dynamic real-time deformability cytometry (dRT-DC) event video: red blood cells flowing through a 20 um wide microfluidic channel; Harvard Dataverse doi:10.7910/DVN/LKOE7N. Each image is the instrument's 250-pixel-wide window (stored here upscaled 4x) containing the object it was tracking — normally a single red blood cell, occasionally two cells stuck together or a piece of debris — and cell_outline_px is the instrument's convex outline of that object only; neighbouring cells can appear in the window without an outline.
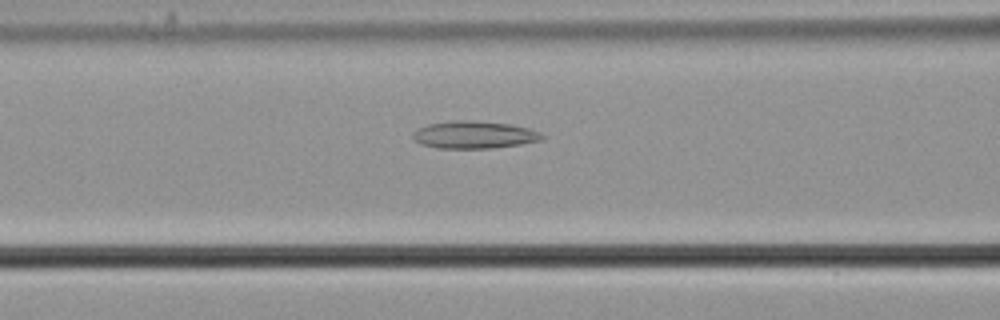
{"species": "common noctule bat (a hibernating species)", "species_latin": "Nyctalus noctula", "temperature_condition": "cold", "stored_images_in_passage": 47, "camera_frame_rate_fps": 3000, "um_per_image_px": 0.085, "animal": {"sex": "male", "body_mass_g": 21.5, "forearm_length_mm": 52.0}, "frame": {"image": 1, "passage_image": 15, "time_ms": 4.667, "image_size_px": [1000, 320], "cell_outline_px": [[544, 140], [520, 144], [492, 148], [436, 148], [420, 144], [412, 136], [412, 132], [416, 128], [428, 124], [452, 120], [472, 120], [508, 124], [528, 128], [540, 132], [544, 136]], "centroid_in_image_um": [40.27, 11.45], "position_along_channel_um": 126.3, "area_um2": 20.75}}
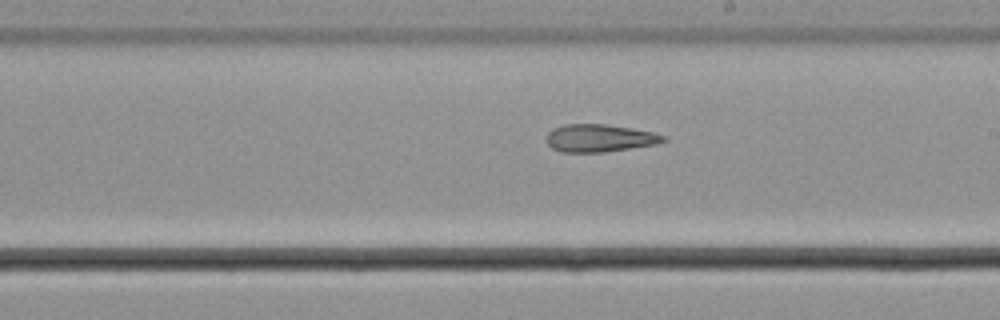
{"frame": {"image": 2, "passage_image": 24, "time_ms": 7.667, "image_size_px": [1000, 320], "cell_outline_px": [[668, 140], [656, 144], [604, 152], [564, 152], [552, 148], [548, 144], [548, 132], [552, 128], [564, 124], [604, 124], [632, 128], [652, 132], [668, 136]], "centroid_in_image_um": [50.99, 11.73], "position_along_channel_um": 238.0, "area_um2": 18.79}}
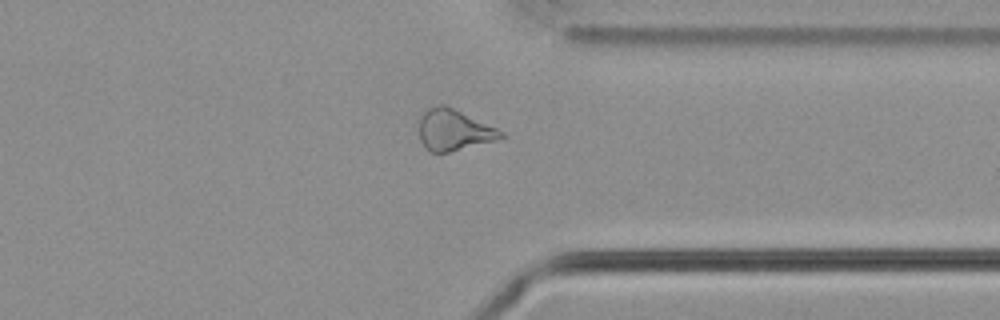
{"frame": {"image": 3, "passage_image": 35, "time_ms": 11.333, "image_size_px": [1000, 320], "cell_outline_px": [[508, 136], [496, 140], [448, 152], [428, 152], [420, 140], [420, 116], [428, 108], [436, 104], [444, 104], [496, 128], [504, 132]], "centroid_in_image_um": [38.57, 11.05], "position_along_channel_um": 372.8, "area_um2": 19.42}, "authors_computed_cell_mechanics": {"area_um2": 20.808, "velocity_mm_per_s": 3.7312, "shape_relaxation_time_tau1_ms": null, "shape_relaxation_time_tau2_ms": 7.3839, "deformation_change_tau1": null, "deformation_change_tau2": 0.2113}}